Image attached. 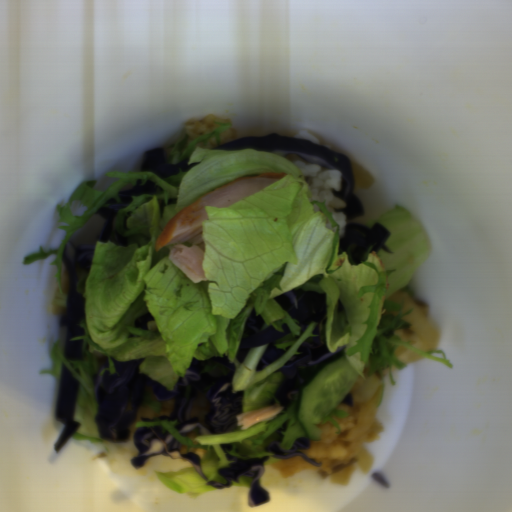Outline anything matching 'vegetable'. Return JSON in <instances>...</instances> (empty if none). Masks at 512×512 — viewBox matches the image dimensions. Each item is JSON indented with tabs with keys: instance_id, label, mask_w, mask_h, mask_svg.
I'll return each instance as SVG.
<instances>
[{
	"instance_id": "vegetable-1",
	"label": "vegetable",
	"mask_w": 512,
	"mask_h": 512,
	"mask_svg": "<svg viewBox=\"0 0 512 512\" xmlns=\"http://www.w3.org/2000/svg\"><path fill=\"white\" fill-rule=\"evenodd\" d=\"M214 122L215 129L188 145L186 134L171 149L166 163L176 165L186 158L187 166L199 163L187 172L160 178L152 171H111L106 176L117 180L104 192L94 188L97 179L81 183L65 204L57 206L58 226L64 232L59 247L44 250L40 245L21 261L25 265L56 255L49 264L56 266L52 303L66 308L62 283L66 243L110 198L121 199L120 190H131L138 180L157 184L154 193L131 197V204L116 215L115 232L126 237L127 245L96 242L90 269L76 284L84 297V318L79 324L84 334L69 340L82 339L84 359L64 357L58 339L51 347V368L41 369V374H51L58 382L63 363L75 374L79 387L72 421L79 426L72 436L111 455L122 452L123 446L102 439L95 421L99 405L93 376L99 371L98 357L106 355L109 362L100 376L106 371L116 373L112 357L117 362L145 358L140 373L174 391L194 358L225 355L235 368L231 392L242 391L241 414L281 407L275 396L283 377L278 370L294 354L300 355L297 351L308 337L318 336L312 333L317 323L311 322L303 332L274 299L292 290L325 293L327 350L334 353L346 346L343 353L358 378L379 372L376 409L384 394L385 369L388 382L395 386L392 366L397 370L406 366L396 356L398 346L454 366L443 349L421 352L396 335L412 328L402 318L413 308L403 313V301L389 298L396 292L415 294L410 281L430 255L431 245L418 217L395 205L371 218L365 227L372 229L379 222L389 230L385 245L392 253L380 248L376 254L372 245L356 264L355 243L340 248L341 227L326 200L311 199L306 174L269 151L210 148L212 137L221 145V133L232 126V122ZM273 171L284 173V178L226 208L204 206L208 214L202 227L206 282L193 283L168 261L169 245L156 253L157 237L174 214L231 180ZM79 199L86 211L72 216L70 206ZM253 307L265 320L263 328L273 325L282 331L285 322L291 329L275 346L292 347L262 371L255 368L268 344L251 348L241 363L235 358ZM148 312L156 319L148 322L149 331L134 328L135 317Z\"/></svg>"
},
{
	"instance_id": "vegetable-2",
	"label": "vegetable",
	"mask_w": 512,
	"mask_h": 512,
	"mask_svg": "<svg viewBox=\"0 0 512 512\" xmlns=\"http://www.w3.org/2000/svg\"><path fill=\"white\" fill-rule=\"evenodd\" d=\"M298 395L299 393L286 411L282 408L276 415L263 419L245 430L238 426L220 433L199 434L195 428H192L188 432L181 433L175 426L177 422L175 419L172 421L143 420L137 422L134 427L137 430L144 426H161L179 443L186 446V453L191 448L205 451V455L200 458V465L206 479L201 477L192 464L168 473L155 471L161 485L172 492L195 498L207 491L217 489L213 485H208V482L226 484L225 477L218 473V469H229V464L233 463V461L227 459V454L240 460L269 456L264 463V467L275 464L279 458L275 454L267 452L266 447L278 439V429L285 423L287 424V430L281 432L283 439L277 443L280 447L289 450L297 439L308 441L309 438L297 419L296 403ZM222 444H231L232 450L225 453Z\"/></svg>"
},
{
	"instance_id": "vegetable-3",
	"label": "vegetable",
	"mask_w": 512,
	"mask_h": 512,
	"mask_svg": "<svg viewBox=\"0 0 512 512\" xmlns=\"http://www.w3.org/2000/svg\"><path fill=\"white\" fill-rule=\"evenodd\" d=\"M350 416L345 410H338V409H330L329 411L325 412L320 420V424H326L327 422H330L333 424L337 430L335 431V434L341 433V428L337 422L333 420L332 417H339V418H346Z\"/></svg>"
},
{
	"instance_id": "vegetable-4",
	"label": "vegetable",
	"mask_w": 512,
	"mask_h": 512,
	"mask_svg": "<svg viewBox=\"0 0 512 512\" xmlns=\"http://www.w3.org/2000/svg\"><path fill=\"white\" fill-rule=\"evenodd\" d=\"M230 368L222 364L207 365L202 373H206L210 377L223 378L230 373Z\"/></svg>"
},
{
	"instance_id": "vegetable-5",
	"label": "vegetable",
	"mask_w": 512,
	"mask_h": 512,
	"mask_svg": "<svg viewBox=\"0 0 512 512\" xmlns=\"http://www.w3.org/2000/svg\"><path fill=\"white\" fill-rule=\"evenodd\" d=\"M140 406H147L151 410H153L154 412H158V413H159V411L161 409L160 402H154L152 400V395L150 394L149 391H146V390L144 392L143 399H142V402H141Z\"/></svg>"
},
{
	"instance_id": "vegetable-6",
	"label": "vegetable",
	"mask_w": 512,
	"mask_h": 512,
	"mask_svg": "<svg viewBox=\"0 0 512 512\" xmlns=\"http://www.w3.org/2000/svg\"><path fill=\"white\" fill-rule=\"evenodd\" d=\"M251 481H252V478L242 475L238 478V483H236L232 480V482H231L232 486L229 488H247L248 489V488H250Z\"/></svg>"
}]
</instances>
